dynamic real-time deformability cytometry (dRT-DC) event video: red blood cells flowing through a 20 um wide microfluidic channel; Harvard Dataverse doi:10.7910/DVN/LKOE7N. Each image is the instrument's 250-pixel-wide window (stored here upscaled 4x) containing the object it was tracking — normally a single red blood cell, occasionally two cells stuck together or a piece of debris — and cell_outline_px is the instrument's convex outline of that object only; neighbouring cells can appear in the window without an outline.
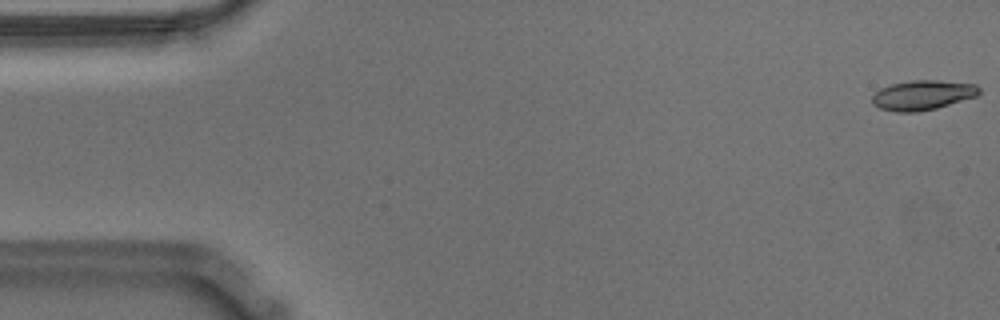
{"species": "Egyptian fruit bat (a non-hibernating species)", "species_latin": "Rousettus aegyptiacus", "temperature_condition": "warm", "stored_images_in_passage": 56, "camera_frame_rate_fps": 3000, "um_per_image_px": 0.085, "animal": {"sex": "male"}, "frame": {"image": 1, "passage_image": 1, "time_ms": 0.0, "image_size_px": [1000, 320], "cell_outline_px": [[980, 92], [976, 96], [936, 108], [916, 112], [896, 112], [880, 108], [872, 104], [872, 96], [880, 88], [892, 84], [912, 80], [940, 80], [976, 84], [980, 88]], "centroid_in_image_um": [78.41, 8.08], "position_along_channel_um": 6.6, "area_um2": 18.5}}
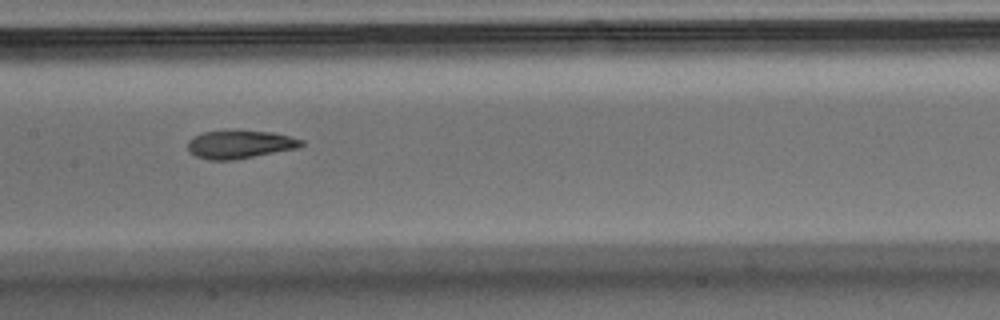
{"frame": {"image": 2, "passage_image": 27, "time_ms": 8.667, "image_size_px": [1000, 320], "cell_outline_px": [[304, 144], [300, 148], [236, 160], [208, 160], [196, 156], [188, 148], [188, 140], [204, 132], [272, 132], [304, 140]], "centroid_in_image_um": [20.45, 12.31], "position_along_channel_um": 187.0, "area_um2": 18.26}}
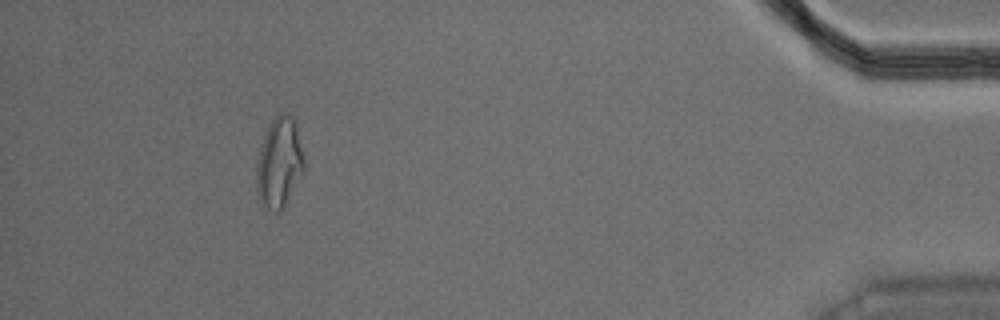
{"frame": {"image": 3, "passage_image": 51, "time_ms": 16.667, "image_size_px": [1000, 320], "cell_outline_px": [[304, 172], [284, 208], [276, 212], [260, 204], [256, 192], [256, 168], [260, 148], [264, 136], [272, 120], [276, 116], [284, 112], [292, 116], [296, 120], [304, 156]], "centroid_in_image_um": [23.75, 13.85], "position_along_channel_um": 411.4, "area_um2": 25.32}, "authors_computed_cell_mechanics": {"area_um2": 19.074, "velocity_mm_per_s": 3.6008, "shape_relaxation_time_tau1_ms": 9.5919, "shape_relaxation_time_tau2_ms": 2.8731, "deformation_change_tau1": 0.2533, "deformation_change_tau2": 0.1104}}